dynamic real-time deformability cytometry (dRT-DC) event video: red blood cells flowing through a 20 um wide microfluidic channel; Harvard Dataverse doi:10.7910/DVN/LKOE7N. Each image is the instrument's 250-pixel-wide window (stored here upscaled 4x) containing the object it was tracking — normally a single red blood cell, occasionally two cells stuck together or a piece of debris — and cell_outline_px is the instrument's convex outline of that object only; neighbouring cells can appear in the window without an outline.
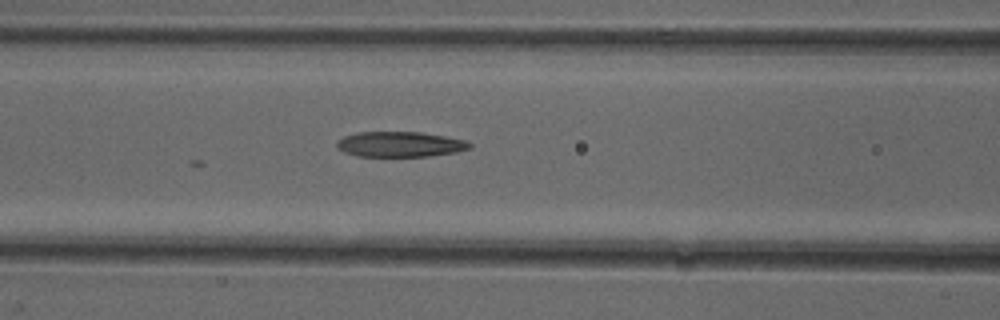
{"species": "common noctule bat (a hibernating species)", "species_latin": "Nyctalus noctula", "temperature_condition": "cold", "stored_images_in_passage": 21, "camera_frame_rate_fps": 3000, "um_per_image_px": 0.085, "animal": {"sex": "female"}, "frame": {"image": 1, "passage_image": 21, "time_ms": 6.667, "image_size_px": [1000, 320], "cell_outline_px": [[472, 148], [456, 152], [428, 156], [356, 156], [344, 152], [336, 148], [336, 140], [344, 136], [356, 132], [420, 132], [444, 136], [464, 140], [472, 144]], "centroid_in_image_um": [33.96, 12.26], "position_along_channel_um": 132.6, "area_um2": 19.65}}